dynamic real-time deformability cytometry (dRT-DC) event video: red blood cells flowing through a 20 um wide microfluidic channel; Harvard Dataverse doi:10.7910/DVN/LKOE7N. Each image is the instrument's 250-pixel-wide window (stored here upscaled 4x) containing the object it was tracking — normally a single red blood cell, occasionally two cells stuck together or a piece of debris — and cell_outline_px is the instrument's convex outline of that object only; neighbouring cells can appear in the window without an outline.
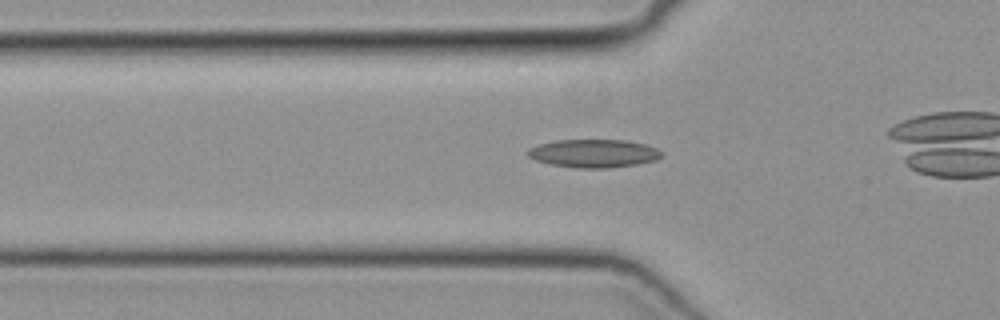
{"species": "common noctule bat (a hibernating species)", "species_latin": "Nyctalus noctula", "temperature_condition": "cold", "stored_images_in_passage": 30, "camera_frame_rate_fps": 3000, "um_per_image_px": 0.085, "animal": {"sex": "female", "body_mass_g": 19.3, "forearm_length_mm": 54.1}, "frame": {"image": 1, "passage_image": 7, "time_ms": 2.0, "image_size_px": [1000, 320], "cell_outline_px": [[660, 156], [656, 160], [636, 164], [608, 168], [576, 168], [552, 164], [536, 160], [528, 156], [528, 148], [540, 144], [556, 140], [624, 140], [644, 144], [656, 148], [660, 152]], "centroid_in_image_um": [50.44, 13.04], "position_along_channel_um": 75.4, "area_um2": 21.68}}
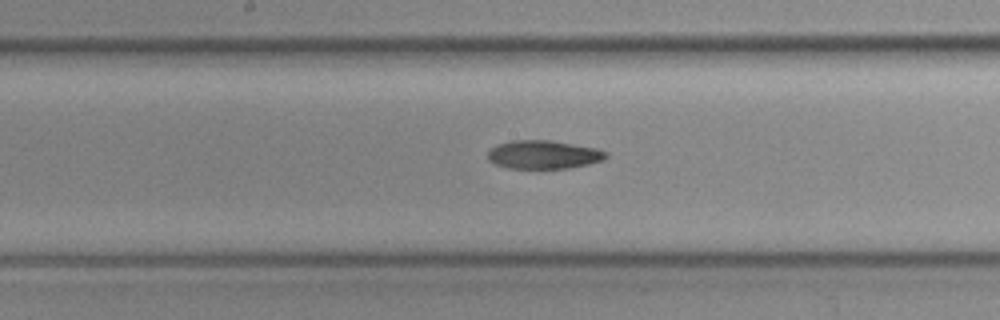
{"frame": {"image": 2, "passage_image": 16, "time_ms": 5.0, "image_size_px": [1000, 320], "cell_outline_px": [[608, 156], [604, 160], [588, 164], [568, 168], [508, 168], [496, 164], [488, 160], [488, 152], [496, 144], [512, 140], [548, 140], [596, 148], [608, 152]], "centroid_in_image_um": [46.2, 13.14], "position_along_channel_um": 202.0, "area_um2": 19.54}}
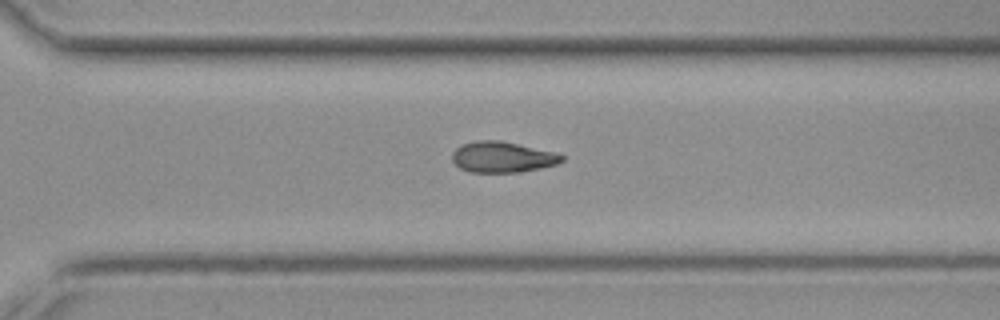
{"frame": {"image": 3, "passage_image": 25, "time_ms": 8.0, "image_size_px": [1000, 320], "cell_outline_px": [[564, 160], [556, 164], [540, 168], [516, 172], [468, 172], [460, 168], [452, 160], [452, 152], [460, 144], [476, 140], [500, 140], [556, 152], [564, 156]], "centroid_in_image_um": [42.68, 13.34], "position_along_channel_um": 327.9, "area_um2": 19.77}}